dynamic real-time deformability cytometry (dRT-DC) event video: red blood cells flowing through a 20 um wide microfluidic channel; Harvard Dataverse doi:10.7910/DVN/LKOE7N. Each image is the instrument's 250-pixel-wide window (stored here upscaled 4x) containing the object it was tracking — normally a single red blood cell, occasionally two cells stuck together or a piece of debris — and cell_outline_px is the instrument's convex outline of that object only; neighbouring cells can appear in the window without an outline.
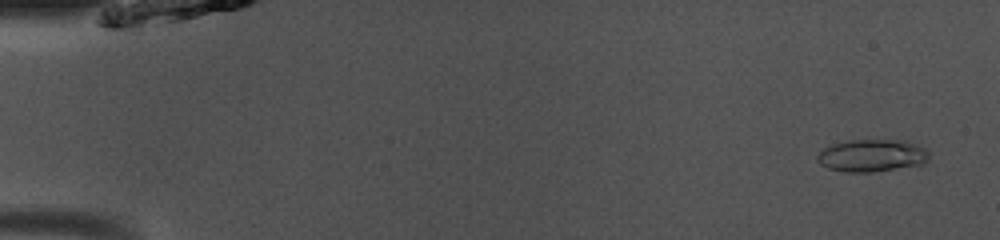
{"species": "common noctule bat (a hibernating species)", "species_latin": "Nyctalus noctula", "temperature_condition": "room temperature", "stored_images_in_passage": 49, "camera_frame_rate_fps": 3000, "um_per_image_px": 0.085, "animal": {"sex": "male", "body_mass_g": 13.0, "forearm_length_mm": 53.1}, "frame": {"image": 1, "passage_image": 2, "time_ms": 0.333, "image_size_px": [1000, 240], "cell_outline_px": [[928, 160], [924, 164], [872, 172], [844, 172], [828, 168], [820, 164], [816, 160], [816, 156], [824, 148], [832, 144], [848, 140], [904, 140], [924, 148], [928, 152]], "centroid_in_image_um": [74.09, 13.22], "position_along_channel_um": 10.9, "area_um2": 21.1}}
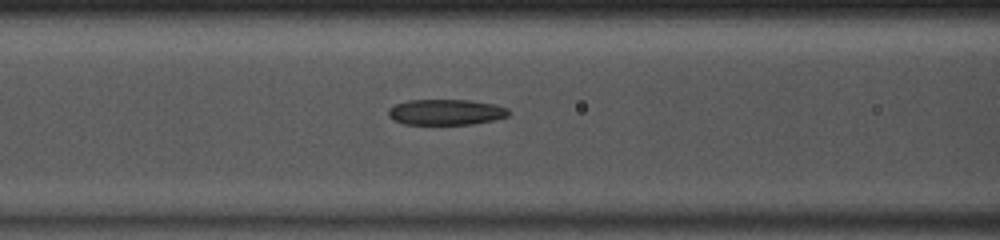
{"frame": {"image": 2, "passage_image": 20, "time_ms": 6.333, "image_size_px": [1000, 240], "cell_outline_px": [[508, 116], [492, 120], [472, 124], [404, 124], [388, 116], [388, 108], [396, 104], [408, 100], [472, 100], [496, 104], [508, 108]], "centroid_in_image_um": [37.91, 9.52], "position_along_channel_um": 128.7, "area_um2": 17.98}}
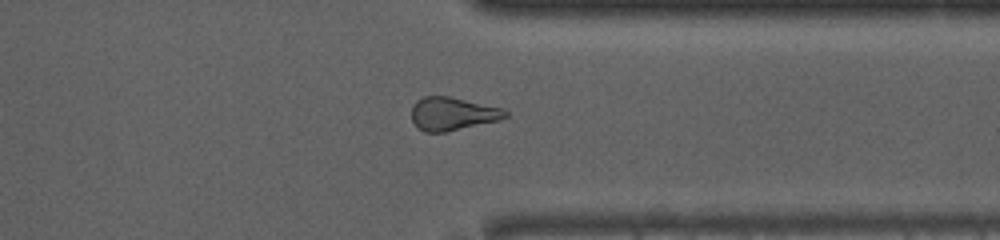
{"frame": {"image": 3, "passage_image": 38, "time_ms": 12.333, "image_size_px": [1000, 240], "cell_outline_px": [[508, 116], [500, 120], [444, 132], [424, 132], [412, 120], [412, 104], [416, 100], [424, 96], [448, 96], [504, 108], [508, 112]], "centroid_in_image_um": [38.48, 9.66], "position_along_channel_um": 372.9, "area_um2": 18.09}, "authors_computed_cell_mechanics": {"area_um2": 18.785, "velocity_mm_per_s": 4.071, "shape_relaxation_time_tau1_ms": null, "shape_relaxation_time_tau2_ms": 2.3034, "deformation_change_tau1": null, "deformation_change_tau2": 0.1132}}